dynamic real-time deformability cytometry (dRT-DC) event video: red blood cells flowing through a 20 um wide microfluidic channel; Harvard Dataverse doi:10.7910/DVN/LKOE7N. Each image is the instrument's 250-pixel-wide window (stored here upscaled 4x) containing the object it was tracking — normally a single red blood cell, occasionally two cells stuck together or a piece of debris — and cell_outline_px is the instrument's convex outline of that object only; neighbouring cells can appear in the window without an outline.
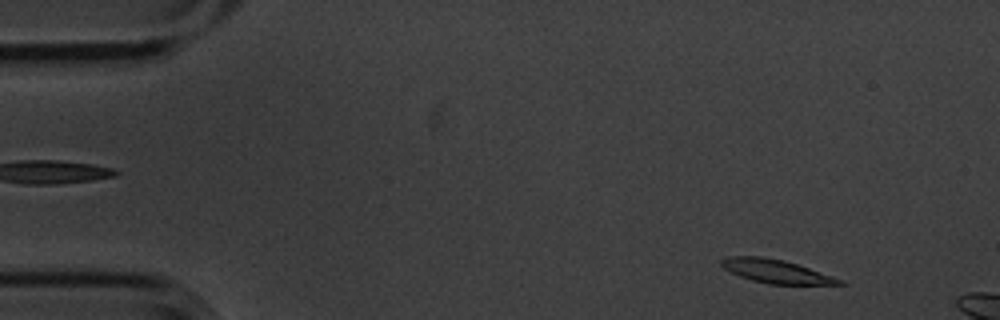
{"species": "common noctule bat (a hibernating species)", "species_latin": "Nyctalus noctula", "temperature_condition": "cold", "stored_images_in_passage": 3, "camera_frame_rate_fps": 3000, "um_per_image_px": 0.085, "animal": {"sex": "male", "body_mass_g": 20.1, "forearm_length_mm": 53.5}, "frame": {"image": 1, "passage_image": 1, "time_ms": 0.0, "image_size_px": [1000, 320], "cell_outline_px": [[844, 284], [768, 284], [752, 280], [740, 276], [724, 268], [720, 264], [720, 260], [724, 256], [760, 256], [784, 260], [844, 280]], "centroid_in_image_um": [65.91, 23.05], "position_along_channel_um": 19.1, "area_um2": 15.95}}